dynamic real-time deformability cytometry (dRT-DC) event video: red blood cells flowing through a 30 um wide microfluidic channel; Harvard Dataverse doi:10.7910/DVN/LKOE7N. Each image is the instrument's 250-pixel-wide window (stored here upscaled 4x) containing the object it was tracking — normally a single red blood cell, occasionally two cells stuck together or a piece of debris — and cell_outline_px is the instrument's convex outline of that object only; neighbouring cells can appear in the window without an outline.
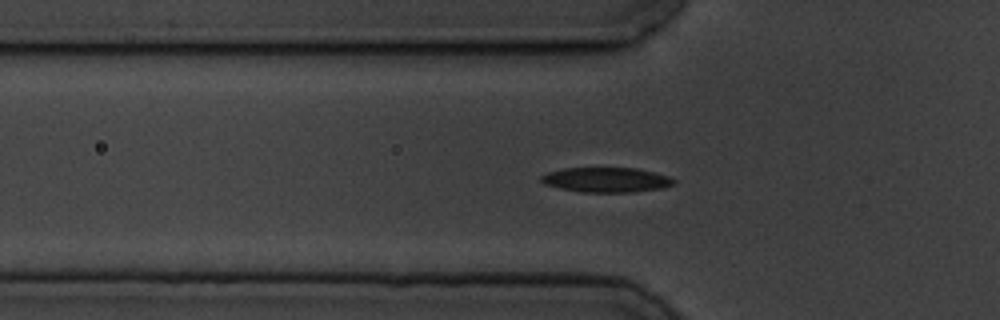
{"species": "common noctule bat (a hibernating species)", "species_latin": "Nyctalus noctula", "temperature_condition": "cold", "stored_images_in_passage": 16, "camera_frame_rate_fps": 3000, "um_per_image_px": 0.085, "animal": {"sex": "male", "body_mass_g": 19.5, "forearm_length_mm": 54.6}, "frame": {"image": 1, "passage_image": 16, "time_ms": 5.0, "image_size_px": [1000, 320], "cell_outline_px": [[676, 180], [672, 184], [664, 188], [636, 192], [580, 192], [560, 188], [544, 184], [540, 180], [540, 176], [548, 172], [564, 168], [636, 168], [668, 176]], "centroid_in_image_um": [51.52, 15.29], "position_along_channel_um": 74.3, "area_um2": 19.19}}